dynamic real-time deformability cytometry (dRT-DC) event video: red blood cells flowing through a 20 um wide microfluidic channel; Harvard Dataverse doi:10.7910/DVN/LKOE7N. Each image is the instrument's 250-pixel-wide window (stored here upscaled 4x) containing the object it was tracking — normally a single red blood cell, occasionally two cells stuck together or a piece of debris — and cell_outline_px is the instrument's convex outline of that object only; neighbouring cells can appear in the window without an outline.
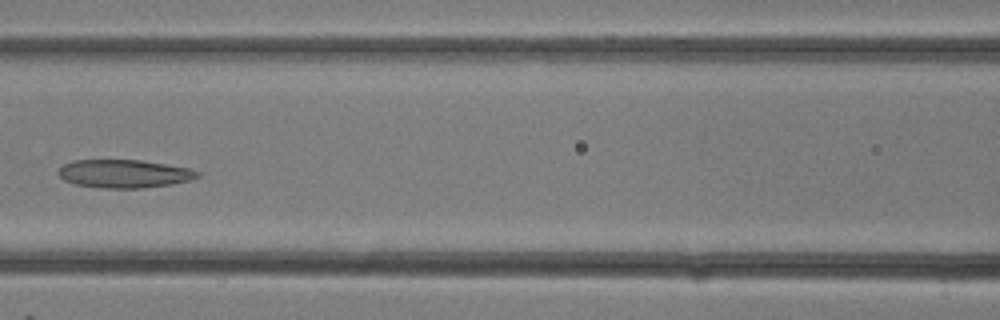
{"species": "common noctule bat (a hibernating species)", "species_latin": "Nyctalus noctula", "temperature_condition": "room temperature", "stored_images_in_passage": 11, "camera_frame_rate_fps": 3000, "um_per_image_px": 0.085, "animal": {"sex": "female"}, "frame": {"image": 1, "passage_image": 10, "time_ms": 3.0, "image_size_px": [1000, 320], "cell_outline_px": [[200, 176], [192, 180], [172, 184], [144, 188], [100, 188], [76, 184], [64, 180], [60, 176], [60, 168], [64, 164], [72, 160], [140, 160], [192, 168], [200, 172]], "centroid_in_image_um": [10.62, 14.76], "position_along_channel_um": 156.0, "area_um2": 22.95}}